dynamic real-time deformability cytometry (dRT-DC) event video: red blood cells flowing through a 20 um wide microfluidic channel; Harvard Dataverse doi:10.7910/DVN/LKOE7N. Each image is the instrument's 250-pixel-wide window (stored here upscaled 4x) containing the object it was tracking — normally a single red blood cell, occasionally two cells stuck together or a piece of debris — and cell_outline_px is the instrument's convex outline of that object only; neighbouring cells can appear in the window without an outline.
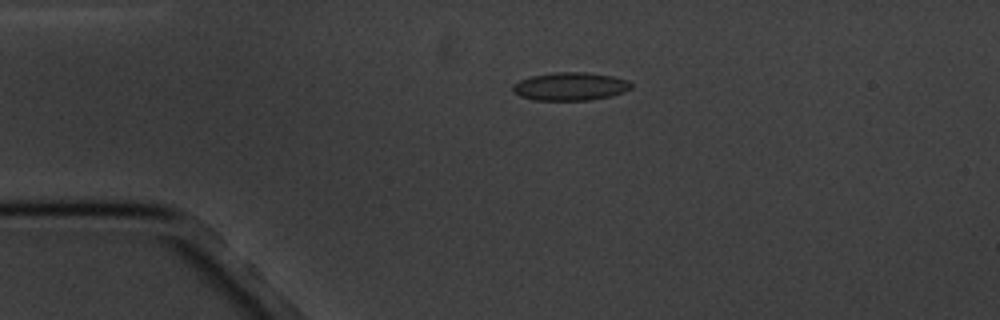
{"species": "common noctule bat (a hibernating species)", "species_latin": "Nyctalus noctula", "temperature_condition": "cold", "stored_images_in_passage": 3, "camera_frame_rate_fps": 3000, "um_per_image_px": 0.085, "animal": {"sex": "male", "body_mass_g": 20.1, "forearm_length_mm": 53.5}, "frame": {"image": 1, "passage_image": 2, "time_ms": 1.333, "image_size_px": [1000, 320], "cell_outline_px": [[632, 88], [624, 92], [612, 96], [588, 100], [532, 100], [520, 96], [512, 92], [512, 88], [520, 80], [532, 76], [556, 72], [584, 72], [612, 76], [628, 80], [632, 84]], "centroid_in_image_um": [48.49, 7.35], "position_along_channel_um": 36.5, "area_um2": 19.36}}